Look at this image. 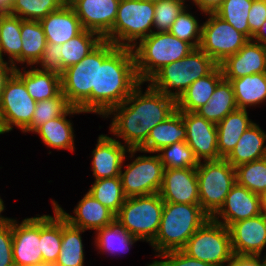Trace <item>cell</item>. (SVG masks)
Segmentation results:
<instances>
[{"label": "cell", "mask_w": 266, "mask_h": 266, "mask_svg": "<svg viewBox=\"0 0 266 266\" xmlns=\"http://www.w3.org/2000/svg\"><path fill=\"white\" fill-rule=\"evenodd\" d=\"M140 82L120 105L111 108L103 117L113 115L110 132L124 140L128 149H139L150 131L177 110L176 100L148 84L144 94Z\"/></svg>", "instance_id": "6da1fadb"}, {"label": "cell", "mask_w": 266, "mask_h": 266, "mask_svg": "<svg viewBox=\"0 0 266 266\" xmlns=\"http://www.w3.org/2000/svg\"><path fill=\"white\" fill-rule=\"evenodd\" d=\"M139 83L132 48L103 40L97 46V90H92V113L104 116L123 103Z\"/></svg>", "instance_id": "7a4b0ae2"}, {"label": "cell", "mask_w": 266, "mask_h": 266, "mask_svg": "<svg viewBox=\"0 0 266 266\" xmlns=\"http://www.w3.org/2000/svg\"><path fill=\"white\" fill-rule=\"evenodd\" d=\"M211 218L200 204L164 202L160 226L150 244L156 256L182 250L189 238Z\"/></svg>", "instance_id": "3957f363"}, {"label": "cell", "mask_w": 266, "mask_h": 266, "mask_svg": "<svg viewBox=\"0 0 266 266\" xmlns=\"http://www.w3.org/2000/svg\"><path fill=\"white\" fill-rule=\"evenodd\" d=\"M193 49L170 32H152L132 48L139 81L147 82L163 66L184 58Z\"/></svg>", "instance_id": "277c9868"}, {"label": "cell", "mask_w": 266, "mask_h": 266, "mask_svg": "<svg viewBox=\"0 0 266 266\" xmlns=\"http://www.w3.org/2000/svg\"><path fill=\"white\" fill-rule=\"evenodd\" d=\"M217 66L210 56L195 48L184 58L163 66L147 82L177 101L194 81L207 76Z\"/></svg>", "instance_id": "5b68a950"}, {"label": "cell", "mask_w": 266, "mask_h": 266, "mask_svg": "<svg viewBox=\"0 0 266 266\" xmlns=\"http://www.w3.org/2000/svg\"><path fill=\"white\" fill-rule=\"evenodd\" d=\"M155 3L120 0L112 30L103 38L117 47L133 48L153 32ZM152 28V29H151Z\"/></svg>", "instance_id": "8992f818"}, {"label": "cell", "mask_w": 266, "mask_h": 266, "mask_svg": "<svg viewBox=\"0 0 266 266\" xmlns=\"http://www.w3.org/2000/svg\"><path fill=\"white\" fill-rule=\"evenodd\" d=\"M163 207L159 193L127 197L115 220L131 235L151 244L160 226Z\"/></svg>", "instance_id": "52a82bcc"}, {"label": "cell", "mask_w": 266, "mask_h": 266, "mask_svg": "<svg viewBox=\"0 0 266 266\" xmlns=\"http://www.w3.org/2000/svg\"><path fill=\"white\" fill-rule=\"evenodd\" d=\"M196 172L200 206L212 217L221 208L227 194L236 183L235 168L222 158L200 161Z\"/></svg>", "instance_id": "ba28073f"}, {"label": "cell", "mask_w": 266, "mask_h": 266, "mask_svg": "<svg viewBox=\"0 0 266 266\" xmlns=\"http://www.w3.org/2000/svg\"><path fill=\"white\" fill-rule=\"evenodd\" d=\"M182 251L191 258L213 266H228L234 255L229 228L209 218L189 238Z\"/></svg>", "instance_id": "9c48e42d"}, {"label": "cell", "mask_w": 266, "mask_h": 266, "mask_svg": "<svg viewBox=\"0 0 266 266\" xmlns=\"http://www.w3.org/2000/svg\"><path fill=\"white\" fill-rule=\"evenodd\" d=\"M92 90H97V47L61 74V92L85 113L92 112Z\"/></svg>", "instance_id": "30bf717a"}, {"label": "cell", "mask_w": 266, "mask_h": 266, "mask_svg": "<svg viewBox=\"0 0 266 266\" xmlns=\"http://www.w3.org/2000/svg\"><path fill=\"white\" fill-rule=\"evenodd\" d=\"M36 104L24 82L14 73L7 81L0 100L1 134L13 130V126L23 132L31 124Z\"/></svg>", "instance_id": "8fae6325"}, {"label": "cell", "mask_w": 266, "mask_h": 266, "mask_svg": "<svg viewBox=\"0 0 266 266\" xmlns=\"http://www.w3.org/2000/svg\"><path fill=\"white\" fill-rule=\"evenodd\" d=\"M207 14L209 18L201 25L199 48L219 65L227 57L237 53L249 39L215 13Z\"/></svg>", "instance_id": "7c38bea8"}, {"label": "cell", "mask_w": 266, "mask_h": 266, "mask_svg": "<svg viewBox=\"0 0 266 266\" xmlns=\"http://www.w3.org/2000/svg\"><path fill=\"white\" fill-rule=\"evenodd\" d=\"M121 170L120 179L126 197L146 196L159 193L165 167L159 155L138 156Z\"/></svg>", "instance_id": "4fadbf2b"}, {"label": "cell", "mask_w": 266, "mask_h": 266, "mask_svg": "<svg viewBox=\"0 0 266 266\" xmlns=\"http://www.w3.org/2000/svg\"><path fill=\"white\" fill-rule=\"evenodd\" d=\"M25 218L20 224L12 219V253L15 266L43 263L41 254V216Z\"/></svg>", "instance_id": "5bb4252c"}, {"label": "cell", "mask_w": 266, "mask_h": 266, "mask_svg": "<svg viewBox=\"0 0 266 266\" xmlns=\"http://www.w3.org/2000/svg\"><path fill=\"white\" fill-rule=\"evenodd\" d=\"M183 122L186 126L185 142L193 150L200 162L222 159L218 151L217 126L196 112L183 111Z\"/></svg>", "instance_id": "9a60e30c"}, {"label": "cell", "mask_w": 266, "mask_h": 266, "mask_svg": "<svg viewBox=\"0 0 266 266\" xmlns=\"http://www.w3.org/2000/svg\"><path fill=\"white\" fill-rule=\"evenodd\" d=\"M120 0H68L83 29L104 38L113 28Z\"/></svg>", "instance_id": "2e32d148"}, {"label": "cell", "mask_w": 266, "mask_h": 266, "mask_svg": "<svg viewBox=\"0 0 266 266\" xmlns=\"http://www.w3.org/2000/svg\"><path fill=\"white\" fill-rule=\"evenodd\" d=\"M261 213L260 195L236 182L221 208L211 218L229 228L235 222L254 218Z\"/></svg>", "instance_id": "e0dca14e"}, {"label": "cell", "mask_w": 266, "mask_h": 266, "mask_svg": "<svg viewBox=\"0 0 266 266\" xmlns=\"http://www.w3.org/2000/svg\"><path fill=\"white\" fill-rule=\"evenodd\" d=\"M116 139L105 134L99 135L96 148L92 151V171L95 180L120 176L126 153L131 154L130 157L133 158L138 152V149H128Z\"/></svg>", "instance_id": "ac0fdd59"}, {"label": "cell", "mask_w": 266, "mask_h": 266, "mask_svg": "<svg viewBox=\"0 0 266 266\" xmlns=\"http://www.w3.org/2000/svg\"><path fill=\"white\" fill-rule=\"evenodd\" d=\"M229 231L234 255L261 256L266 247V213L235 222Z\"/></svg>", "instance_id": "d6986e66"}, {"label": "cell", "mask_w": 266, "mask_h": 266, "mask_svg": "<svg viewBox=\"0 0 266 266\" xmlns=\"http://www.w3.org/2000/svg\"><path fill=\"white\" fill-rule=\"evenodd\" d=\"M159 194L164 202L200 204L196 168H166Z\"/></svg>", "instance_id": "ffe728a7"}, {"label": "cell", "mask_w": 266, "mask_h": 266, "mask_svg": "<svg viewBox=\"0 0 266 266\" xmlns=\"http://www.w3.org/2000/svg\"><path fill=\"white\" fill-rule=\"evenodd\" d=\"M223 78L231 81L246 75L266 73V46L249 40L237 53L219 64Z\"/></svg>", "instance_id": "44dd1931"}, {"label": "cell", "mask_w": 266, "mask_h": 266, "mask_svg": "<svg viewBox=\"0 0 266 266\" xmlns=\"http://www.w3.org/2000/svg\"><path fill=\"white\" fill-rule=\"evenodd\" d=\"M58 202L52 200V205L71 225L83 230L101 229L115 220V214L96 200L89 192L79 201L74 209V215L66 213Z\"/></svg>", "instance_id": "7402d4cb"}, {"label": "cell", "mask_w": 266, "mask_h": 266, "mask_svg": "<svg viewBox=\"0 0 266 266\" xmlns=\"http://www.w3.org/2000/svg\"><path fill=\"white\" fill-rule=\"evenodd\" d=\"M47 43L63 44L79 35L84 29L75 11L65 3L60 9L49 13L39 21Z\"/></svg>", "instance_id": "603a6c76"}, {"label": "cell", "mask_w": 266, "mask_h": 266, "mask_svg": "<svg viewBox=\"0 0 266 266\" xmlns=\"http://www.w3.org/2000/svg\"><path fill=\"white\" fill-rule=\"evenodd\" d=\"M186 140V126L183 111L176 110L165 121L152 128L140 152L158 153L163 147Z\"/></svg>", "instance_id": "cb8c5ba5"}, {"label": "cell", "mask_w": 266, "mask_h": 266, "mask_svg": "<svg viewBox=\"0 0 266 266\" xmlns=\"http://www.w3.org/2000/svg\"><path fill=\"white\" fill-rule=\"evenodd\" d=\"M85 113L78 107H71L64 115L53 118L40 125L34 132L39 134L43 143L54 149H68L74 151V130L68 115Z\"/></svg>", "instance_id": "d4e9b609"}, {"label": "cell", "mask_w": 266, "mask_h": 266, "mask_svg": "<svg viewBox=\"0 0 266 266\" xmlns=\"http://www.w3.org/2000/svg\"><path fill=\"white\" fill-rule=\"evenodd\" d=\"M23 71V72H22ZM15 69V74L24 82L29 95L36 101L56 97L61 92V75L38 67L30 70Z\"/></svg>", "instance_id": "484cf974"}, {"label": "cell", "mask_w": 266, "mask_h": 266, "mask_svg": "<svg viewBox=\"0 0 266 266\" xmlns=\"http://www.w3.org/2000/svg\"><path fill=\"white\" fill-rule=\"evenodd\" d=\"M266 133L253 123L242 134L235 148L225 158L234 168L266 157Z\"/></svg>", "instance_id": "4316f807"}, {"label": "cell", "mask_w": 266, "mask_h": 266, "mask_svg": "<svg viewBox=\"0 0 266 266\" xmlns=\"http://www.w3.org/2000/svg\"><path fill=\"white\" fill-rule=\"evenodd\" d=\"M253 123L248 117L247 109H237L216 124L218 151L221 158L225 159L230 154L242 134Z\"/></svg>", "instance_id": "83f0119b"}, {"label": "cell", "mask_w": 266, "mask_h": 266, "mask_svg": "<svg viewBox=\"0 0 266 266\" xmlns=\"http://www.w3.org/2000/svg\"><path fill=\"white\" fill-rule=\"evenodd\" d=\"M223 79L218 65L210 74L194 81L176 101L178 111L195 112L207 104L217 84Z\"/></svg>", "instance_id": "f1b7e54d"}, {"label": "cell", "mask_w": 266, "mask_h": 266, "mask_svg": "<svg viewBox=\"0 0 266 266\" xmlns=\"http://www.w3.org/2000/svg\"><path fill=\"white\" fill-rule=\"evenodd\" d=\"M237 109L233 86L230 81L223 78L217 84L207 104L201 106L195 112L206 120L217 124L226 115Z\"/></svg>", "instance_id": "f546056e"}, {"label": "cell", "mask_w": 266, "mask_h": 266, "mask_svg": "<svg viewBox=\"0 0 266 266\" xmlns=\"http://www.w3.org/2000/svg\"><path fill=\"white\" fill-rule=\"evenodd\" d=\"M230 82L238 109H247L266 100V73L246 75Z\"/></svg>", "instance_id": "4dcf8cb0"}, {"label": "cell", "mask_w": 266, "mask_h": 266, "mask_svg": "<svg viewBox=\"0 0 266 266\" xmlns=\"http://www.w3.org/2000/svg\"><path fill=\"white\" fill-rule=\"evenodd\" d=\"M54 217L41 215V254L43 262L55 264L62 242V214L53 206Z\"/></svg>", "instance_id": "1f68e13d"}, {"label": "cell", "mask_w": 266, "mask_h": 266, "mask_svg": "<svg viewBox=\"0 0 266 266\" xmlns=\"http://www.w3.org/2000/svg\"><path fill=\"white\" fill-rule=\"evenodd\" d=\"M82 232L85 230L71 225L62 216V242L54 266H84Z\"/></svg>", "instance_id": "d6a6232c"}, {"label": "cell", "mask_w": 266, "mask_h": 266, "mask_svg": "<svg viewBox=\"0 0 266 266\" xmlns=\"http://www.w3.org/2000/svg\"><path fill=\"white\" fill-rule=\"evenodd\" d=\"M21 63L36 65L42 58L47 41L39 21L21 19Z\"/></svg>", "instance_id": "836d02e7"}, {"label": "cell", "mask_w": 266, "mask_h": 266, "mask_svg": "<svg viewBox=\"0 0 266 266\" xmlns=\"http://www.w3.org/2000/svg\"><path fill=\"white\" fill-rule=\"evenodd\" d=\"M95 244L101 252L120 254L127 252L140 239L130 234L116 220L96 231Z\"/></svg>", "instance_id": "e575fe53"}, {"label": "cell", "mask_w": 266, "mask_h": 266, "mask_svg": "<svg viewBox=\"0 0 266 266\" xmlns=\"http://www.w3.org/2000/svg\"><path fill=\"white\" fill-rule=\"evenodd\" d=\"M21 18L14 15H2L0 18V60L3 53L9 55V63L21 64ZM16 62V63H15Z\"/></svg>", "instance_id": "d590c367"}, {"label": "cell", "mask_w": 266, "mask_h": 266, "mask_svg": "<svg viewBox=\"0 0 266 266\" xmlns=\"http://www.w3.org/2000/svg\"><path fill=\"white\" fill-rule=\"evenodd\" d=\"M102 41L103 38L98 33L84 29L76 37L61 44L63 70L81 62Z\"/></svg>", "instance_id": "8d00e7d4"}, {"label": "cell", "mask_w": 266, "mask_h": 266, "mask_svg": "<svg viewBox=\"0 0 266 266\" xmlns=\"http://www.w3.org/2000/svg\"><path fill=\"white\" fill-rule=\"evenodd\" d=\"M88 192L115 215L127 198L123 192L120 176L95 180Z\"/></svg>", "instance_id": "74e56055"}, {"label": "cell", "mask_w": 266, "mask_h": 266, "mask_svg": "<svg viewBox=\"0 0 266 266\" xmlns=\"http://www.w3.org/2000/svg\"><path fill=\"white\" fill-rule=\"evenodd\" d=\"M252 2L253 0H224L215 14L251 40L253 34L248 25V12Z\"/></svg>", "instance_id": "f35d334b"}, {"label": "cell", "mask_w": 266, "mask_h": 266, "mask_svg": "<svg viewBox=\"0 0 266 266\" xmlns=\"http://www.w3.org/2000/svg\"><path fill=\"white\" fill-rule=\"evenodd\" d=\"M72 105L67 97L60 92L56 97L37 102L31 124L23 131L33 132L47 121L64 115Z\"/></svg>", "instance_id": "ab89813d"}, {"label": "cell", "mask_w": 266, "mask_h": 266, "mask_svg": "<svg viewBox=\"0 0 266 266\" xmlns=\"http://www.w3.org/2000/svg\"><path fill=\"white\" fill-rule=\"evenodd\" d=\"M236 182L260 195L266 190V157L235 167Z\"/></svg>", "instance_id": "60d3db41"}, {"label": "cell", "mask_w": 266, "mask_h": 266, "mask_svg": "<svg viewBox=\"0 0 266 266\" xmlns=\"http://www.w3.org/2000/svg\"><path fill=\"white\" fill-rule=\"evenodd\" d=\"M65 3L66 0H14L12 15L23 20L40 21Z\"/></svg>", "instance_id": "b9f144b4"}, {"label": "cell", "mask_w": 266, "mask_h": 266, "mask_svg": "<svg viewBox=\"0 0 266 266\" xmlns=\"http://www.w3.org/2000/svg\"><path fill=\"white\" fill-rule=\"evenodd\" d=\"M159 157L166 168H196L199 165L193 150L185 141L163 147Z\"/></svg>", "instance_id": "7bdbcfd3"}, {"label": "cell", "mask_w": 266, "mask_h": 266, "mask_svg": "<svg viewBox=\"0 0 266 266\" xmlns=\"http://www.w3.org/2000/svg\"><path fill=\"white\" fill-rule=\"evenodd\" d=\"M185 7L171 26L170 33L175 37L189 43L194 49L201 43L202 26Z\"/></svg>", "instance_id": "ee69618b"}, {"label": "cell", "mask_w": 266, "mask_h": 266, "mask_svg": "<svg viewBox=\"0 0 266 266\" xmlns=\"http://www.w3.org/2000/svg\"><path fill=\"white\" fill-rule=\"evenodd\" d=\"M181 0H163L155 3L153 32H169L172 24L186 7Z\"/></svg>", "instance_id": "f6af8a7d"}, {"label": "cell", "mask_w": 266, "mask_h": 266, "mask_svg": "<svg viewBox=\"0 0 266 266\" xmlns=\"http://www.w3.org/2000/svg\"><path fill=\"white\" fill-rule=\"evenodd\" d=\"M157 257L165 258V260L153 261L148 264V266H213L209 263L189 257L182 250L164 252Z\"/></svg>", "instance_id": "bcb514c9"}, {"label": "cell", "mask_w": 266, "mask_h": 266, "mask_svg": "<svg viewBox=\"0 0 266 266\" xmlns=\"http://www.w3.org/2000/svg\"><path fill=\"white\" fill-rule=\"evenodd\" d=\"M37 64L41 65V70L51 71L61 75L63 73L61 45L47 43L42 58Z\"/></svg>", "instance_id": "7dc6e473"}, {"label": "cell", "mask_w": 266, "mask_h": 266, "mask_svg": "<svg viewBox=\"0 0 266 266\" xmlns=\"http://www.w3.org/2000/svg\"><path fill=\"white\" fill-rule=\"evenodd\" d=\"M0 266H15L12 253V219L0 225Z\"/></svg>", "instance_id": "c3c4849f"}, {"label": "cell", "mask_w": 266, "mask_h": 266, "mask_svg": "<svg viewBox=\"0 0 266 266\" xmlns=\"http://www.w3.org/2000/svg\"><path fill=\"white\" fill-rule=\"evenodd\" d=\"M266 21V2L253 0L252 7L248 12V25L250 32L254 35Z\"/></svg>", "instance_id": "681fc988"}, {"label": "cell", "mask_w": 266, "mask_h": 266, "mask_svg": "<svg viewBox=\"0 0 266 266\" xmlns=\"http://www.w3.org/2000/svg\"><path fill=\"white\" fill-rule=\"evenodd\" d=\"M233 255L228 266H266V256Z\"/></svg>", "instance_id": "f907efd6"}, {"label": "cell", "mask_w": 266, "mask_h": 266, "mask_svg": "<svg viewBox=\"0 0 266 266\" xmlns=\"http://www.w3.org/2000/svg\"><path fill=\"white\" fill-rule=\"evenodd\" d=\"M15 69L16 67L13 64L0 60V100L5 89V85L11 78V76L15 73Z\"/></svg>", "instance_id": "816d5d0a"}, {"label": "cell", "mask_w": 266, "mask_h": 266, "mask_svg": "<svg viewBox=\"0 0 266 266\" xmlns=\"http://www.w3.org/2000/svg\"><path fill=\"white\" fill-rule=\"evenodd\" d=\"M224 0H197L194 4L198 6L199 10L206 13H215L221 6Z\"/></svg>", "instance_id": "f5cc1de1"}, {"label": "cell", "mask_w": 266, "mask_h": 266, "mask_svg": "<svg viewBox=\"0 0 266 266\" xmlns=\"http://www.w3.org/2000/svg\"><path fill=\"white\" fill-rule=\"evenodd\" d=\"M251 40L266 46V21L262 24V26L258 29V31L253 35Z\"/></svg>", "instance_id": "db71d44e"}, {"label": "cell", "mask_w": 266, "mask_h": 266, "mask_svg": "<svg viewBox=\"0 0 266 266\" xmlns=\"http://www.w3.org/2000/svg\"><path fill=\"white\" fill-rule=\"evenodd\" d=\"M13 0H0V14L12 15Z\"/></svg>", "instance_id": "11a10c76"}, {"label": "cell", "mask_w": 266, "mask_h": 266, "mask_svg": "<svg viewBox=\"0 0 266 266\" xmlns=\"http://www.w3.org/2000/svg\"><path fill=\"white\" fill-rule=\"evenodd\" d=\"M5 209V206H4V202L3 200L0 198V225H3L9 221H11L12 218H7V217H3L1 215V212H3Z\"/></svg>", "instance_id": "9f6ffc18"}, {"label": "cell", "mask_w": 266, "mask_h": 266, "mask_svg": "<svg viewBox=\"0 0 266 266\" xmlns=\"http://www.w3.org/2000/svg\"><path fill=\"white\" fill-rule=\"evenodd\" d=\"M261 209L263 213H266V190L260 194Z\"/></svg>", "instance_id": "6f0895ef"}, {"label": "cell", "mask_w": 266, "mask_h": 266, "mask_svg": "<svg viewBox=\"0 0 266 266\" xmlns=\"http://www.w3.org/2000/svg\"><path fill=\"white\" fill-rule=\"evenodd\" d=\"M34 266H54V264L43 262V263H40V264H36Z\"/></svg>", "instance_id": "680465c9"}, {"label": "cell", "mask_w": 266, "mask_h": 266, "mask_svg": "<svg viewBox=\"0 0 266 266\" xmlns=\"http://www.w3.org/2000/svg\"><path fill=\"white\" fill-rule=\"evenodd\" d=\"M143 1H148V2H153V3H156V2L163 1V0H143Z\"/></svg>", "instance_id": "91938a15"}, {"label": "cell", "mask_w": 266, "mask_h": 266, "mask_svg": "<svg viewBox=\"0 0 266 266\" xmlns=\"http://www.w3.org/2000/svg\"><path fill=\"white\" fill-rule=\"evenodd\" d=\"M181 1L185 2L186 0H181ZM196 1H197V0H193L192 2L195 3Z\"/></svg>", "instance_id": "94428289"}]
</instances>
